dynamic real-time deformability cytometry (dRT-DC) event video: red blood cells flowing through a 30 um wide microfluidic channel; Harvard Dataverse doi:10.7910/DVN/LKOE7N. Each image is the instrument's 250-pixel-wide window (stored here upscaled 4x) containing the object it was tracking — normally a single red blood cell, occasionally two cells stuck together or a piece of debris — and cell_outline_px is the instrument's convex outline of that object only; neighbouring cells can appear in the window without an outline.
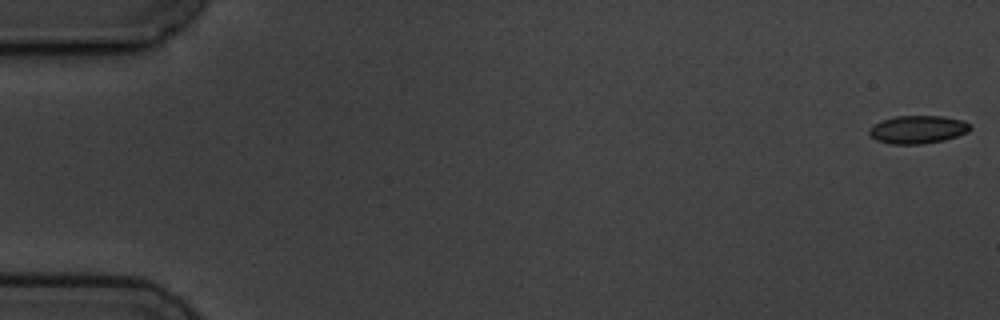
{"species": "common noctule bat (a hibernating species)", "species_latin": "Nyctalus noctula", "temperature_condition": "cold", "stored_images_in_passage": 5, "segment_of_instrument_passage": [1, 2], "camera_frame_rate_fps": 3000, "um_per_image_px": 0.085, "animal": {"sex": "male", "body_mass_g": 19.5, "forearm_length_mm": 54.6}, "frame": {"image": 1, "passage_image": 1, "time_ms": 0.0, "image_size_px": [1000, 320], "cell_outline_px": [[972, 128], [968, 132], [944, 140], [920, 144], [888, 144], [876, 140], [868, 132], [868, 128], [872, 124], [880, 120], [896, 116], [940, 116], [964, 120]], "centroid_in_image_um": [77.96, 11.0], "position_along_channel_um": 7.0, "area_um2": 16.59}}